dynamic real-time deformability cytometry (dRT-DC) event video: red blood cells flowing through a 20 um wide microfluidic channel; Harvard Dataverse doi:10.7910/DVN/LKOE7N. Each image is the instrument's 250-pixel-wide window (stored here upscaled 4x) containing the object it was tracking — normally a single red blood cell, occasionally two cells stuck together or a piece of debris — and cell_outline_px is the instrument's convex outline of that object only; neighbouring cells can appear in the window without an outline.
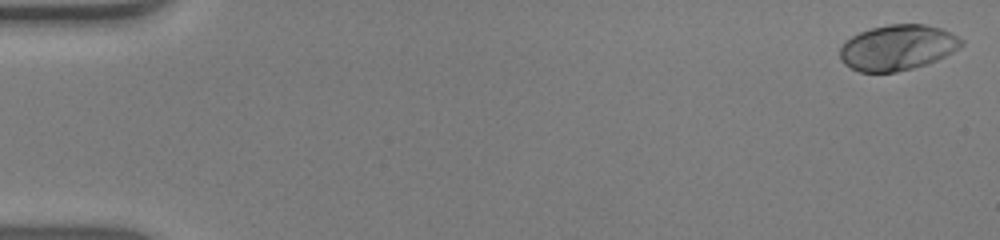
{"species": "human", "species_latin": "Homo sapiens", "temperature_condition": "warm", "stored_images_in_passage": 17, "camera_frame_rate_fps": 3000, "um_per_image_px": 0.085, "donor": {"sex": "male"}, "frame": {"image": 1, "passage_image": 1, "time_ms": 0.0, "image_size_px": [1000, 240], "cell_outline_px": [[964, 44], [960, 48], [928, 64], [896, 72], [860, 72], [844, 64], [840, 60], [840, 48], [852, 36], [860, 32], [872, 28], [888, 24], [924, 24], [940, 28], [964, 40]], "centroid_in_image_um": [76.3, 4.05], "position_along_channel_um": 8.7, "area_um2": 32.02}}
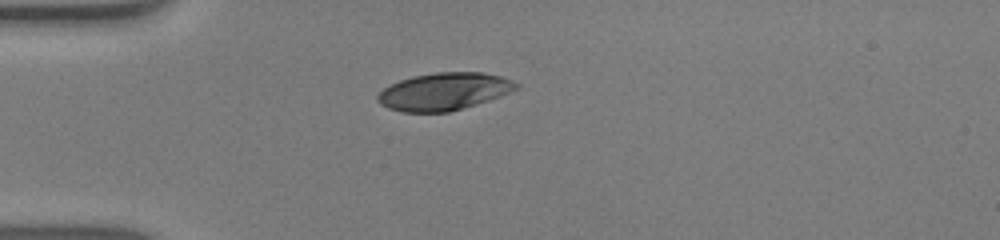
{"frame": {"image": 2, "passage_image": 15, "time_ms": 4.667, "image_size_px": [1000, 240], "cell_outline_px": [[520, 88], [500, 96], [488, 100], [448, 112], [404, 112], [388, 108], [380, 104], [376, 100], [376, 96], [384, 88], [400, 80], [412, 76], [436, 72], [480, 72], [500, 76], [512, 80], [520, 84]], "centroid_in_image_um": [37.74, 7.77], "position_along_channel_um": 47.3, "area_um2": 30.11}}